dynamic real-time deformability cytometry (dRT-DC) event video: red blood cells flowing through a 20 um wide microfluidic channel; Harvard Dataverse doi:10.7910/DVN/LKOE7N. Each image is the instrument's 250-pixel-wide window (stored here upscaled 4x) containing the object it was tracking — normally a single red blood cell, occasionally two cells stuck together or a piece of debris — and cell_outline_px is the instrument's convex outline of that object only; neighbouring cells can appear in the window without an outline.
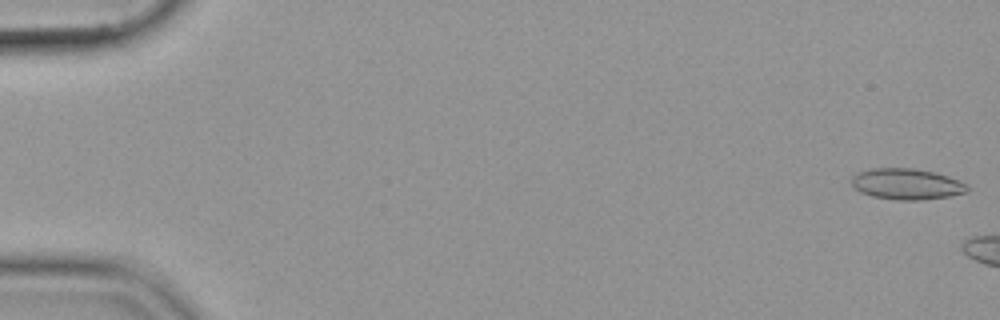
{"species": "common noctule bat (a hibernating species)", "species_latin": "Nyctalus noctula", "temperature_condition": "cold", "stored_images_in_passage": 6, "camera_frame_rate_fps": 3000, "um_per_image_px": 0.085, "animal": {"sex": "female", "body_mass_g": 19.9}, "frame": {"image": 1, "passage_image": 1, "time_ms": 0.0, "image_size_px": [1000, 320], "cell_outline_px": [[968, 192], [948, 196], [920, 200], [896, 200], [872, 196], [860, 192], [852, 184], [852, 176], [856, 172], [872, 168], [912, 168], [932, 172], [948, 176], [960, 180], [968, 184]], "centroid_in_image_um": [77.07, 15.64], "position_along_channel_um": 7.9, "area_um2": 20.92}}